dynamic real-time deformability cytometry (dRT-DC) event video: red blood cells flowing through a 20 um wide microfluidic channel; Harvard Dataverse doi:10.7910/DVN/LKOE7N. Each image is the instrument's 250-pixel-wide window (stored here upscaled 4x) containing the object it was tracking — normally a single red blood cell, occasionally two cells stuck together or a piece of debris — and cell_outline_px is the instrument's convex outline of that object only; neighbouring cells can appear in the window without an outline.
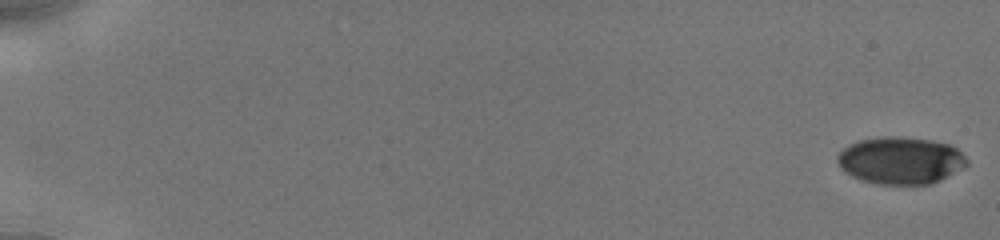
{"species": "human", "species_latin": "Homo sapiens", "temperature_condition": "cold", "stored_images_in_passage": 32, "camera_frame_rate_fps": 3000, "um_per_image_px": 0.085, "donor": {"sex": "male"}, "frame": {"image": 1, "passage_image": 1, "time_ms": 0.0, "image_size_px": [1000, 240], "cell_outline_px": [[968, 164], [940, 180], [932, 184], [876, 184], [860, 180], [852, 176], [840, 168], [836, 160], [836, 156], [848, 144], [860, 140], [888, 136], [892, 136], [928, 140], [948, 144], [956, 148], [968, 160]], "centroid_in_image_um": [76.51, 13.65], "position_along_channel_um": 8.5, "area_um2": 35.37}}
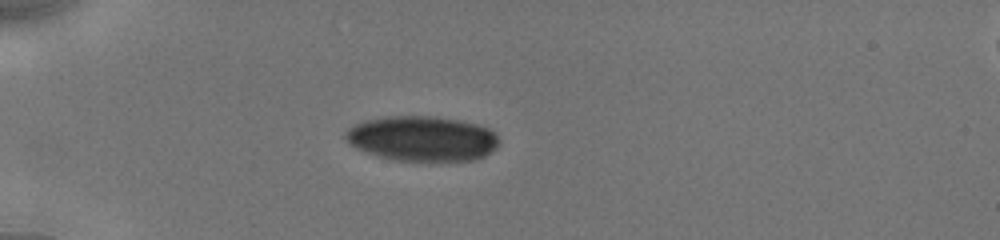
{"frame": {"image": 2, "passage_image": 28, "time_ms": 5.333, "image_size_px": [1000, 240], "cell_outline_px": [[500, 144], [496, 148], [484, 156], [476, 160], [392, 160], [356, 148], [344, 136], [344, 132], [352, 124], [364, 120], [384, 116], [432, 116], [460, 120], [476, 124], [488, 128], [500, 140]], "centroid_in_image_um": [35.88, 11.76], "position_along_channel_um": 49.1, "area_um2": 40.23}}